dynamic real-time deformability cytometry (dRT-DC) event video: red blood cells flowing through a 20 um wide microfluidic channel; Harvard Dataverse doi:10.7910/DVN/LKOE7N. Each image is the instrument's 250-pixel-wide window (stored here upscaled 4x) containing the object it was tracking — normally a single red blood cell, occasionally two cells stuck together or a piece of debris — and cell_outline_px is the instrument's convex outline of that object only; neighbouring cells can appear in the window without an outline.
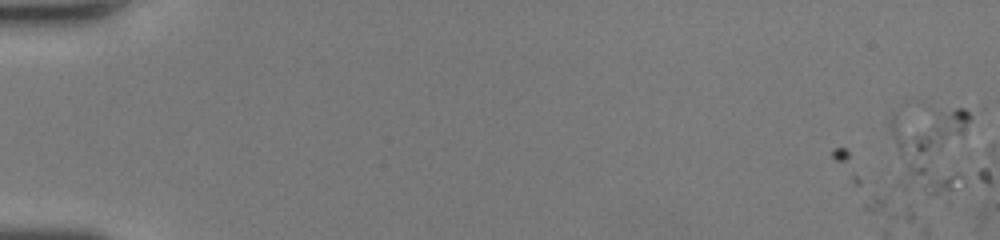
{"species": "human", "species_latin": "Homo sapiens", "temperature_condition": "room temperature", "stored_images_in_passage": 3, "camera_frame_rate_fps": 3000, "um_per_image_px": 0.085, "donor": {"sex": "female"}, "frame": {"image": 1, "passage_image": 1, "time_ms": 0.0, "image_size_px": [1000, 240], "cell_outline_px": [[984, 108], [952, 188], [936, 192], [924, 192], [904, 188], [892, 184], [888, 128], [888, 124], [892, 116], [896, 112], [928, 108], [984, 104]], "centroid_in_image_um": [79.11, 12.38], "position_along_channel_um": 5.9, "area_um2": 45.84}}